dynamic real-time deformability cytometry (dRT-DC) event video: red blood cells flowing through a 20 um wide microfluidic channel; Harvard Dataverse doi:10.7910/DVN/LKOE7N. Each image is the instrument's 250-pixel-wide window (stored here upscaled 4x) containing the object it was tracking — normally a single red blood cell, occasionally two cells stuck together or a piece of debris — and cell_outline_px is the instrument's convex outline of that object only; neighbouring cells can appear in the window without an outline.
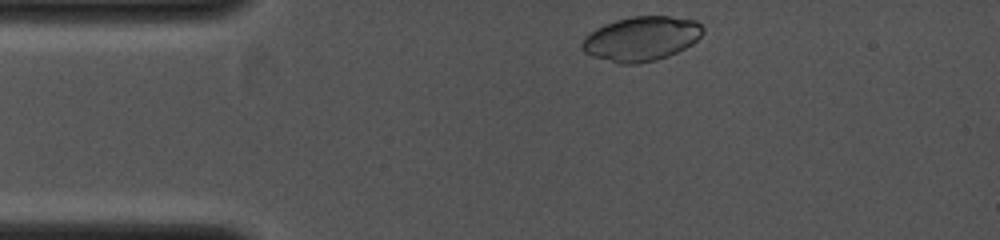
{"species": "common noctule bat (a hibernating species)", "species_latin": "Nyctalus noctula", "temperature_condition": "cold", "stored_images_in_passage": 24, "camera_frame_rate_fps": 4000, "um_per_image_px": 0.085, "animal": {"sex": "female", "body_mass_g": 19.0, "forearm_length_mm": 53.3}, "frame": {"image": 1, "passage_image": 1, "time_ms": 0.0, "image_size_px": [1000, 240], "cell_outline_px": [[704, 32], [692, 44], [668, 56], [656, 60], [636, 64], [620, 64], [592, 56], [584, 52], [580, 48], [580, 44], [584, 36], [596, 28], [604, 24], [616, 20], [632, 16], [668, 16], [696, 20], [704, 28]], "centroid_in_image_um": [54.48, 3.29], "position_along_channel_um": 30.5, "area_um2": 31.44}}